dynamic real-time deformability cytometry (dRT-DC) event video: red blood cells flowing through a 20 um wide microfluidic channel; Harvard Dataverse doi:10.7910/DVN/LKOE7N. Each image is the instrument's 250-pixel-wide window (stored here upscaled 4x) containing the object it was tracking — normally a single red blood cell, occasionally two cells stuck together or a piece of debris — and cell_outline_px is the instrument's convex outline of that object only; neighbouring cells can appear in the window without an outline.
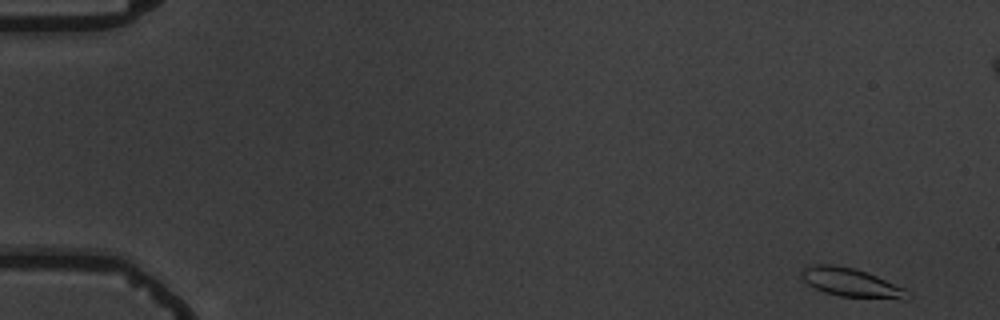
{"species": "common noctule bat (a hibernating species)", "species_latin": "Nyctalus noctula", "temperature_condition": "warm", "stored_images_in_passage": 5, "camera_frame_rate_fps": 3000, "um_per_image_px": 0.085, "animal": {"sex": "male", "body_mass_g": 19.5, "forearm_length_mm": 54.6}, "frame": {"image": 1, "passage_image": 1, "time_ms": 0.0, "image_size_px": [1000, 320], "cell_outline_px": [[912, 296], [908, 300], [900, 300], [840, 296], [824, 292], [808, 284], [800, 276], [800, 272], [804, 268], [816, 264], [832, 264], [852, 268], [876, 276], [904, 288], [912, 292]], "centroid_in_image_um": [72.41, 24.05], "position_along_channel_um": 12.6, "area_um2": 17.8}}